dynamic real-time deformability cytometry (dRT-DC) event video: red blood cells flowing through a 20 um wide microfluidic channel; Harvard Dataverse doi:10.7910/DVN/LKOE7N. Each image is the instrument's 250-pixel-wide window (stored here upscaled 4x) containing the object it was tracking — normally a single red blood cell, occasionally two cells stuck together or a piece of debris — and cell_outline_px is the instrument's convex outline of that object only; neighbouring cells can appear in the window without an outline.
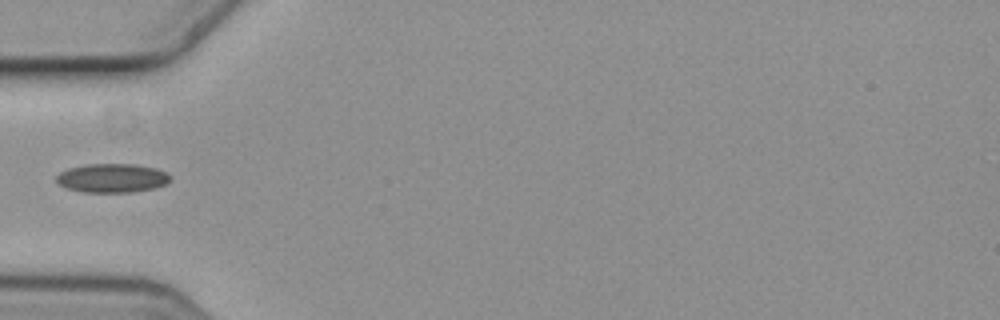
{"species": "common noctule bat (a hibernating species)", "species_latin": "Nyctalus noctula", "temperature_condition": "cold", "stored_images_in_passage": 5, "camera_frame_rate_fps": 3000, "um_per_image_px": 0.085, "animal": {"sex": "female", "body_mass_g": 19.3, "forearm_length_mm": 54.1}, "frame": {"image": 1, "passage_image": 5, "time_ms": 1.333, "image_size_px": [1000, 320], "cell_outline_px": [[172, 180], [156, 188], [132, 192], [84, 192], [68, 188], [60, 184], [56, 180], [56, 176], [60, 172], [68, 168], [84, 164], [136, 164], [156, 168], [168, 172], [172, 176]], "centroid_in_image_um": [9.58, 15.12], "position_along_channel_um": 75.4, "area_um2": 19.36}}